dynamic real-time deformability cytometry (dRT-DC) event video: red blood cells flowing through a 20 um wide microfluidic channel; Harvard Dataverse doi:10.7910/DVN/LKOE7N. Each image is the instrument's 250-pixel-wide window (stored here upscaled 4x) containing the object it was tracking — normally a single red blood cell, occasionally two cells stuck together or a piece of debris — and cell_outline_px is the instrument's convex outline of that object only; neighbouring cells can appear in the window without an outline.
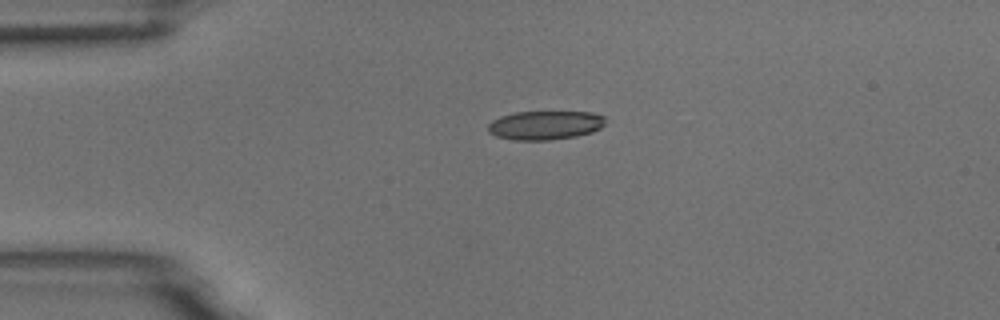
{"species": "common noctule bat (a hibernating species)", "species_latin": "Nyctalus noctula", "temperature_condition": "room temperature", "stored_images_in_passage": 12, "camera_frame_rate_fps": 3000, "um_per_image_px": 0.085, "animal": {"sex": "male", "body_mass_g": 18.8}, "frame": {"image": 1, "passage_image": 1, "time_ms": 0.0, "image_size_px": [1000, 320], "cell_outline_px": [[604, 124], [600, 128], [592, 132], [576, 136], [548, 140], [512, 140], [496, 136], [488, 132], [488, 124], [492, 120], [500, 116], [516, 112], [592, 112], [604, 116]], "centroid_in_image_um": [46.31, 10.64], "position_along_channel_um": 38.7, "area_um2": 19.77}}
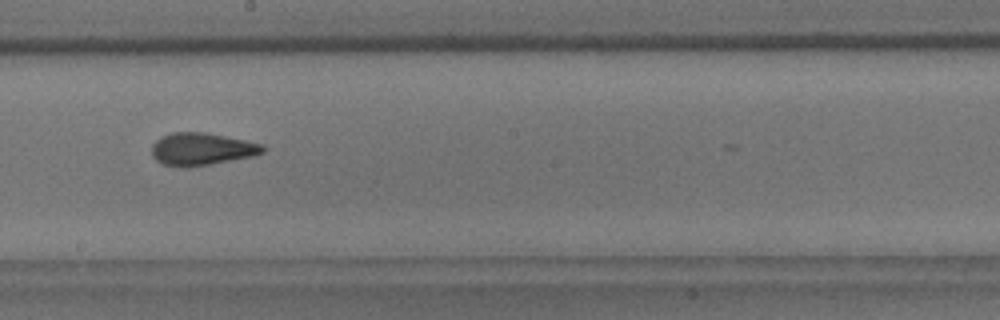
{"frame": {"image": 2, "passage_image": 6, "time_ms": 1.667, "image_size_px": [1000, 320], "cell_outline_px": [[264, 152], [252, 156], [188, 168], [184, 168], [164, 164], [156, 160], [152, 156], [152, 144], [160, 136], [172, 132], [204, 132], [264, 144]], "centroid_in_image_um": [17.1, 12.67], "position_along_channel_um": 231.1, "area_um2": 20.98}}
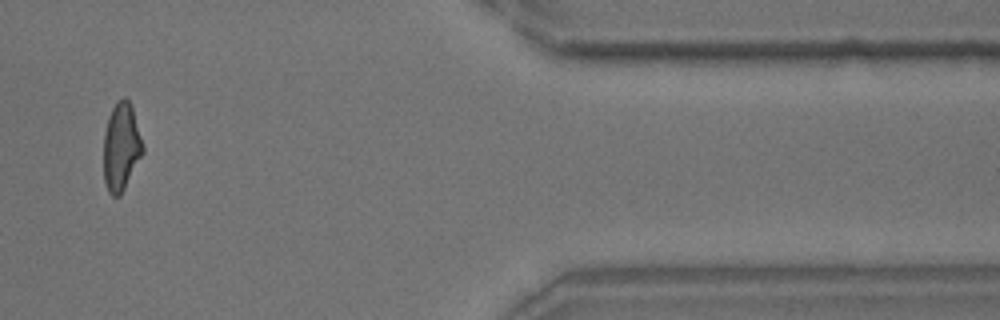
{"frame": {"image": 3, "passage_image": 10, "time_ms": 3.0, "image_size_px": [1000, 320], "cell_outline_px": [[144, 152], [120, 196], [112, 196], [108, 192], [104, 180], [104, 132], [108, 116], [116, 100], [124, 96], [132, 104], [144, 148]], "centroid_in_image_um": [10.3, 12.45], "position_along_channel_um": 401.1, "area_um2": 20.29}}